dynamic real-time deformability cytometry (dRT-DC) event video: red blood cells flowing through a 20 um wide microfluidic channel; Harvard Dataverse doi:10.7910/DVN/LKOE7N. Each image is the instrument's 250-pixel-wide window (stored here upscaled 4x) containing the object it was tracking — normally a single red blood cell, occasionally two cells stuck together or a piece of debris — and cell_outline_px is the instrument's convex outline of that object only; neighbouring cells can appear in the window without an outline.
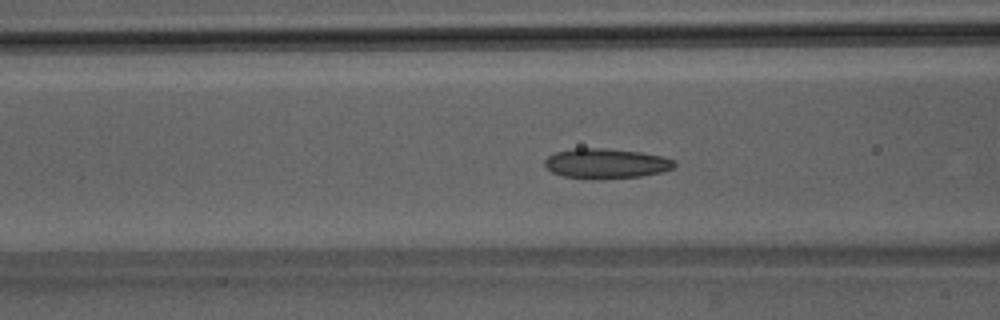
{"species": "Egyptian fruit bat (a non-hibernating species)", "species_latin": "Rousettus aegyptiacus", "temperature_condition": "room temperature", "stored_images_in_passage": 40, "camera_frame_rate_fps": 3000, "um_per_image_px": 0.085, "animal": {"sex": "male"}, "frame": {"image": 1, "passage_image": 9, "time_ms": 2.667, "image_size_px": [1000, 320], "cell_outline_px": [[676, 164], [672, 168], [660, 172], [644, 176], [600, 180], [564, 176], [552, 172], [544, 168], [544, 160], [548, 156], [556, 152], [572, 148], [604, 148], [640, 152], [664, 156], [676, 160]], "centroid_in_image_um": [51.51, 13.9], "position_along_channel_um": 115.1, "area_um2": 23.0}}
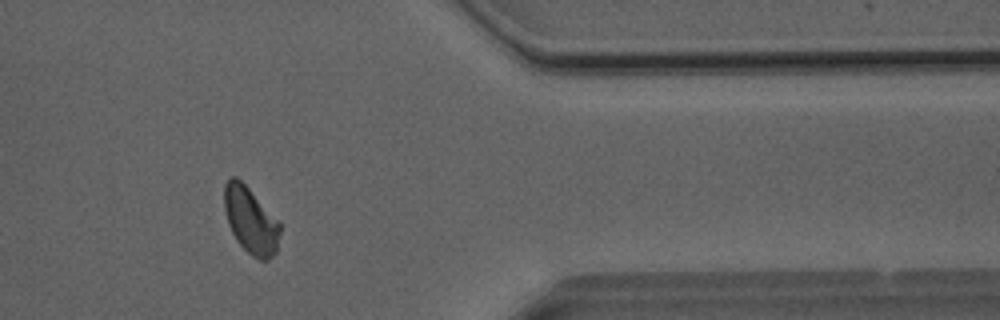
{"frame": {"image": 2, "passage_image": 31, "time_ms": 10.0, "image_size_px": [1000, 320], "cell_outline_px": [[280, 232], [276, 252], [268, 260], [260, 260], [252, 256], [236, 240], [228, 224], [224, 208], [224, 184], [232, 176], [236, 176], [280, 220]], "centroid_in_image_um": [21.32, 18.73], "position_along_channel_um": 390.1, "area_um2": 21.62}}
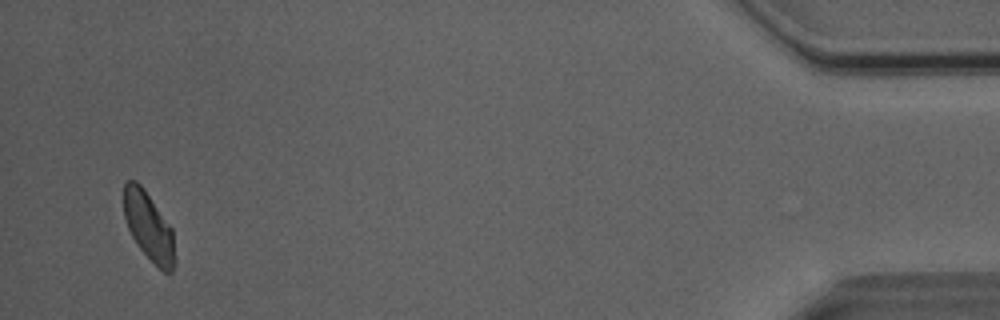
{"frame": {"image": 3, "passage_image": 38, "time_ms": 12.333, "image_size_px": [1000, 320], "cell_outline_px": [[176, 264], [172, 272], [164, 272], [140, 248], [132, 236], [128, 228], [124, 216], [124, 184], [128, 180], [136, 180], [144, 188], [172, 228], [176, 260]], "centroid_in_image_um": [12.66, 19.24], "position_along_channel_um": 422.5, "area_um2": 20.23}, "authors_computed_cell_mechanics": {"area_um2": 21.6172, "velocity_mm_per_s": 4.0199, "shape_relaxation_time_tau1_ms": 4.2754, "shape_relaxation_time_tau2_ms": 1.923, "deformation_change_tau1": 0.109, "deformation_change_tau2": 0.0669}}